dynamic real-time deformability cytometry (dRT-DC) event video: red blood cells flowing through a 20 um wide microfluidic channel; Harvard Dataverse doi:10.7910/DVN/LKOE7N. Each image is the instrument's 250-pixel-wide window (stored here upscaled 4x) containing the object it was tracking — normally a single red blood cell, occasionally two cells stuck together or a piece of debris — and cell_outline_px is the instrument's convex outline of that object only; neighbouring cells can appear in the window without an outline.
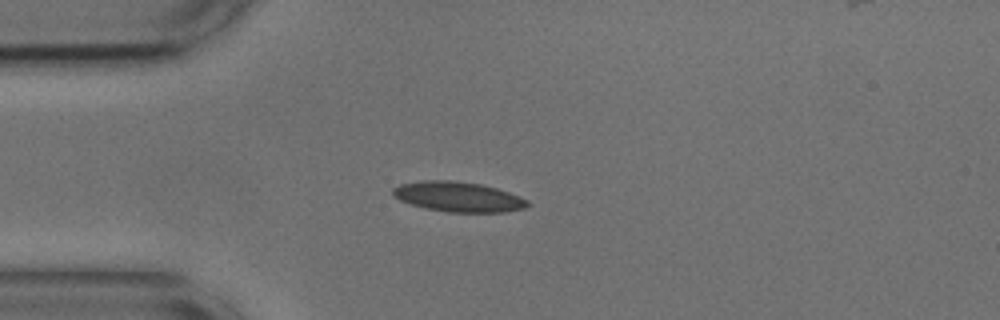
{"species": "common noctule bat (a hibernating species)", "species_latin": "Nyctalus noctula", "temperature_condition": "cold", "stored_images_in_passage": 36, "camera_frame_rate_fps": 3000, "um_per_image_px": 0.085, "animal": {"sex": "male", "body_mass_g": 17.9, "forearm_length_mm": 54.2}, "frame": {"image": 1, "passage_image": 1, "time_ms": 0.0, "image_size_px": [1000, 320], "cell_outline_px": [[532, 204], [524, 208], [504, 212], [448, 212], [428, 208], [412, 204], [400, 200], [392, 196], [392, 188], [400, 184], [420, 180], [452, 180], [480, 184], [496, 188], [520, 196], [528, 200]], "centroid_in_image_um": [38.95, 16.72], "position_along_channel_um": 46.0, "area_um2": 23.58}}
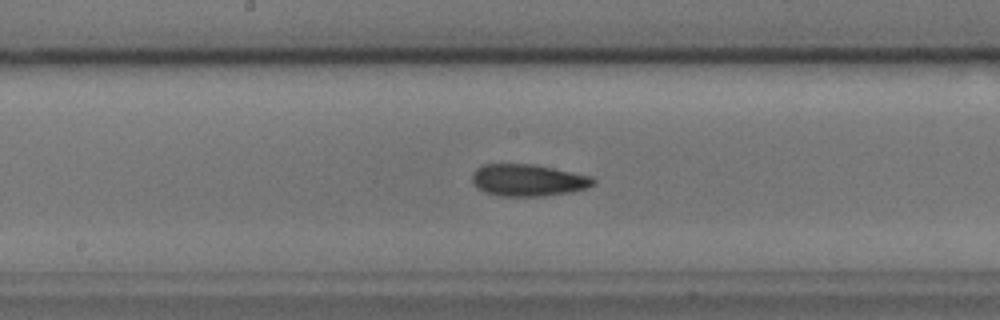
{"frame": {"image": 2, "passage_image": 15, "time_ms": 4.667, "image_size_px": [1000, 320], "cell_outline_px": [[596, 184], [588, 188], [568, 192], [544, 196], [500, 196], [484, 192], [472, 180], [472, 176], [476, 168], [484, 164], [532, 164], [592, 176], [596, 180]], "centroid_in_image_um": [44.92, 15.32], "position_along_channel_um": 203.3, "area_um2": 22.43}}
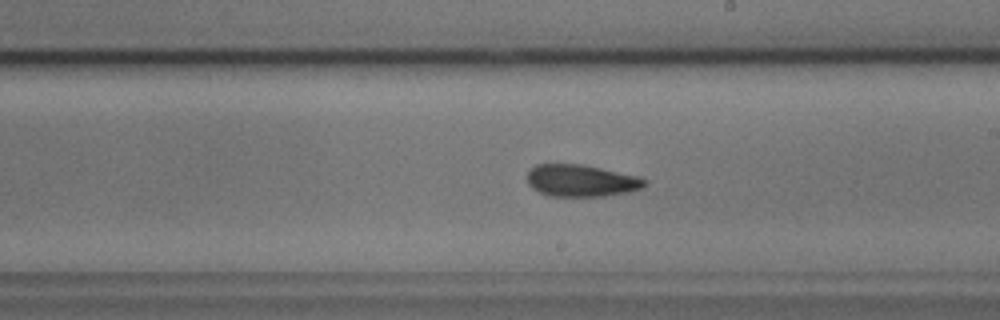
{"frame": {"image": 3, "passage_image": 18, "time_ms": 5.667, "image_size_px": [1000, 320], "cell_outline_px": [[648, 184], [640, 188], [628, 192], [604, 196], [548, 196], [532, 188], [528, 184], [528, 172], [536, 164], [580, 164], [640, 176], [648, 180]], "centroid_in_image_um": [49.42, 15.35], "position_along_channel_um": 239.6, "area_um2": 21.91}, "authors_computed_cell_mechanics": {"area_um2": 21.9062, "velocity_mm_per_s": 3.6443, "shape_relaxation_time_tau1_ms": 6.2267, "shape_relaxation_time_tau2_ms": 3.4881, "deformation_change_tau1": 0.1246, "deformation_change_tau2": 0.0907}}